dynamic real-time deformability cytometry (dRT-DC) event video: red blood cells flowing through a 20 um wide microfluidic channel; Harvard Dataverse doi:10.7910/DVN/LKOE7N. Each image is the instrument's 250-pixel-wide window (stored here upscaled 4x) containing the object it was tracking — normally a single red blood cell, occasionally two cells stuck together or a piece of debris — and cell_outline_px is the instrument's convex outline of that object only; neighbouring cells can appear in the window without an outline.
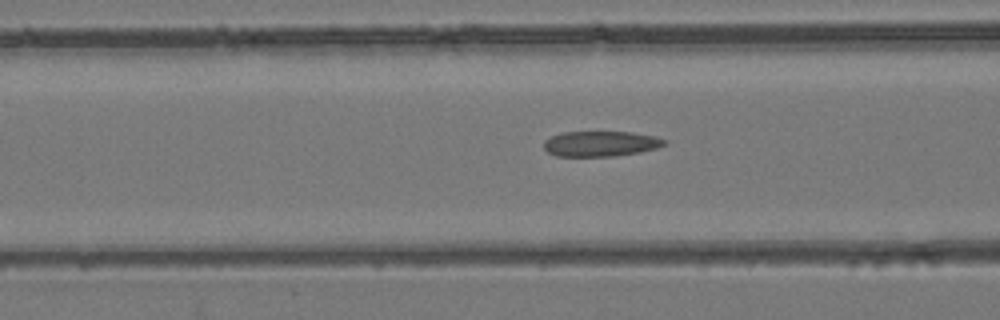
{"species": "common noctule bat (a hibernating species)", "species_latin": "Nyctalus noctula", "temperature_condition": "room temperature", "stored_images_in_passage": 25, "camera_frame_rate_fps": 3000, "um_per_image_px": 0.085, "animal": {"sex": "female", "body_mass_g": 24.6, "forearm_length_mm": 56.2}, "frame": {"image": 1, "passage_image": 5, "time_ms": 1.333, "image_size_px": [1000, 320], "cell_outline_px": [[668, 144], [656, 148], [640, 152], [616, 156], [556, 156], [548, 152], [544, 148], [544, 140], [552, 136], [564, 132], [632, 132], [656, 136], [668, 140]], "centroid_in_image_um": [51.1, 12.21], "position_along_channel_um": 115.5, "area_um2": 17.92}}
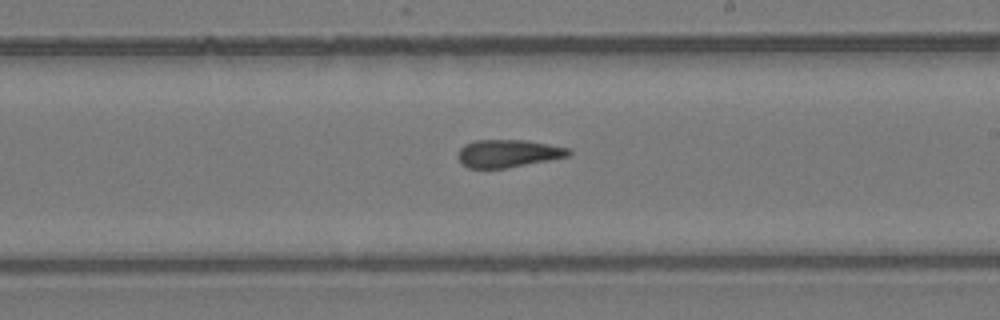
{"frame": {"image": 2, "passage_image": 14, "time_ms": 4.333, "image_size_px": [1000, 320], "cell_outline_px": [[572, 152], [568, 156], [548, 160], [504, 168], [468, 168], [460, 164], [456, 156], [460, 148], [464, 144], [476, 140], [528, 140], [568, 148]], "centroid_in_image_um": [43.12, 13.04], "position_along_channel_um": 245.9, "area_um2": 17.86}}
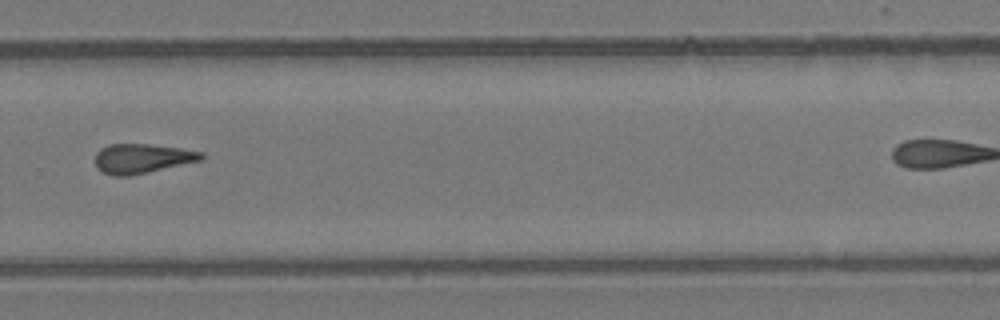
{"frame": {"image": 3, "passage_image": 19, "time_ms": 6.0, "image_size_px": [1000, 320], "cell_outline_px": [[204, 160], [128, 176], [116, 176], [104, 172], [96, 164], [96, 152], [100, 148], [108, 144], [148, 144], [180, 148], [204, 152]], "centroid_in_image_um": [12.12, 13.46], "position_along_channel_um": 317.7, "area_um2": 18.15}}